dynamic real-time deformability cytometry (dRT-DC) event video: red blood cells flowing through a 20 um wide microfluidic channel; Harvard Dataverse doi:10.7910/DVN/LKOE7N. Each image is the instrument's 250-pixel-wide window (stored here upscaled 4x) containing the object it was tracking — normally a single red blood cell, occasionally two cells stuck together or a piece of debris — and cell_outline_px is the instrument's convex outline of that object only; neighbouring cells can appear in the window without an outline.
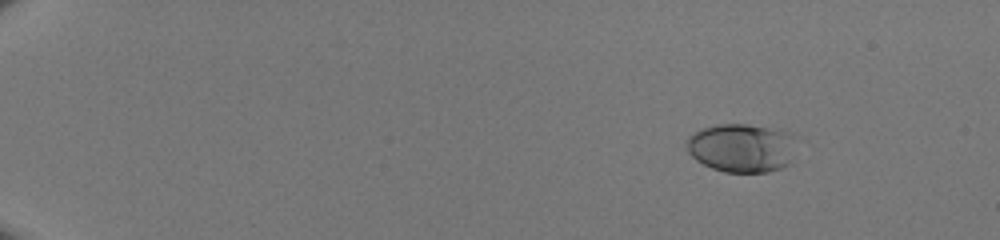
{"species": "human", "species_latin": "Homo sapiens", "temperature_condition": "room temperature", "stored_images_in_passage": 52, "camera_frame_rate_fps": 3000, "um_per_image_px": 0.085, "donor": {"sex": "male"}, "frame": {"image": 1, "passage_image": 8, "time_ms": 2.333, "image_size_px": [1000, 240], "cell_outline_px": [[792, 136], [788, 164], [780, 168], [768, 172], [724, 172], [712, 168], [696, 160], [688, 152], [684, 144], [684, 140], [688, 136], [700, 128], [716, 124], [748, 124], [780, 128], [792, 132]], "centroid_in_image_um": [62.95, 12.54], "position_along_channel_um": 22.1, "area_um2": 31.27}}
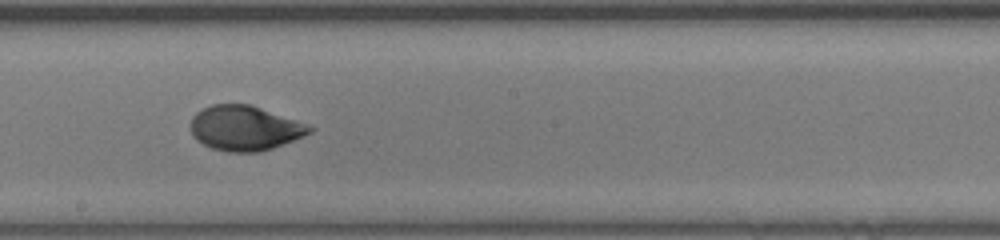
{"frame": {"image": 2, "passage_image": 33, "time_ms": 10.667, "image_size_px": [1000, 240], "cell_outline_px": [[316, 128], [312, 132], [304, 136], [272, 148], [260, 152], [228, 152], [212, 148], [196, 140], [192, 136], [192, 116], [196, 112], [212, 104], [248, 104], [296, 120]], "centroid_in_image_um": [20.8, 10.9], "position_along_channel_um": 227.4, "area_um2": 30.87}}
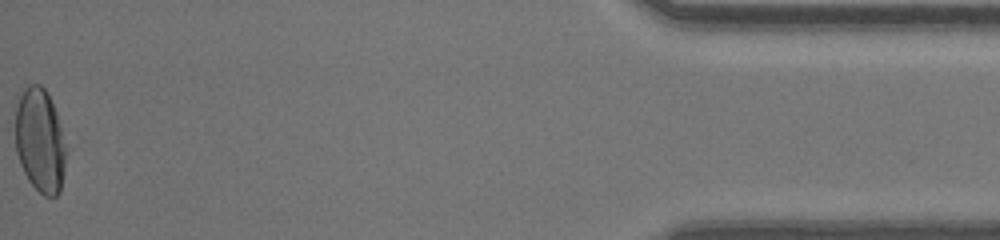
{"frame": {"image": 3, "passage_image": 52, "time_ms": 17.0, "image_size_px": [1000, 240], "cell_outline_px": [[68, 148], [60, 192], [56, 196], [44, 196], [28, 180], [20, 164], [16, 152], [16, 96], [20, 88], [28, 84], [40, 84], [48, 92], [56, 112]], "centroid_in_image_um": [3.4, 11.89], "position_along_channel_um": 431.8, "area_um2": 31.5}}